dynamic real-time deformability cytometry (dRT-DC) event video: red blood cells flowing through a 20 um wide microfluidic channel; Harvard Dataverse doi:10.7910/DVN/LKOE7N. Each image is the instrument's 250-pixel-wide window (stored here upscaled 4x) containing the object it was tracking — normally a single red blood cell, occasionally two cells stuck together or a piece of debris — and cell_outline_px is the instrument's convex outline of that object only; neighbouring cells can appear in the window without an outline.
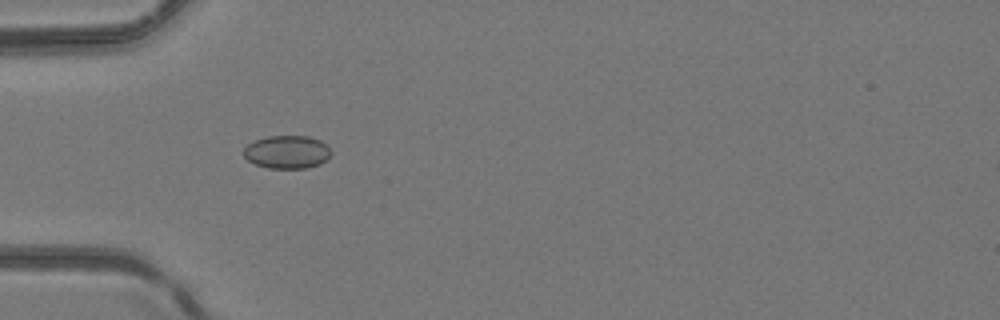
{"species": "common noctule bat (a hibernating species)", "species_latin": "Nyctalus noctula", "temperature_condition": "room temperature", "stored_images_in_passage": 5, "camera_frame_rate_fps": 3000, "um_per_image_px": 0.085, "animal": {"sex": "female", "body_mass_g": 24.6, "forearm_length_mm": 56.2}, "frame": {"image": 1, "passage_image": 4, "time_ms": 1.0, "image_size_px": [1000, 320], "cell_outline_px": [[332, 152], [320, 164], [304, 168], [268, 168], [256, 164], [248, 160], [244, 156], [244, 148], [248, 144], [256, 140], [268, 136], [308, 136], [320, 140]], "centroid_in_image_um": [24.38, 12.92], "position_along_channel_um": 60.6, "area_um2": 16.59}}
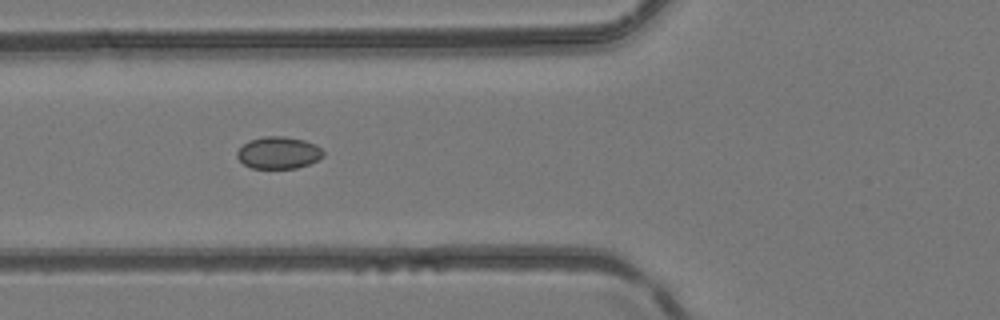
{"frame": {"image": 2, "passage_image": 5, "time_ms": 1.333, "image_size_px": [1000, 320], "cell_outline_px": [[324, 156], [308, 164], [296, 168], [252, 168], [244, 164], [236, 156], [236, 152], [248, 140], [264, 136], [284, 136], [304, 140], [316, 144], [324, 152]], "centroid_in_image_um": [23.67, 12.97], "position_along_channel_um": 102.1, "area_um2": 16.07}}